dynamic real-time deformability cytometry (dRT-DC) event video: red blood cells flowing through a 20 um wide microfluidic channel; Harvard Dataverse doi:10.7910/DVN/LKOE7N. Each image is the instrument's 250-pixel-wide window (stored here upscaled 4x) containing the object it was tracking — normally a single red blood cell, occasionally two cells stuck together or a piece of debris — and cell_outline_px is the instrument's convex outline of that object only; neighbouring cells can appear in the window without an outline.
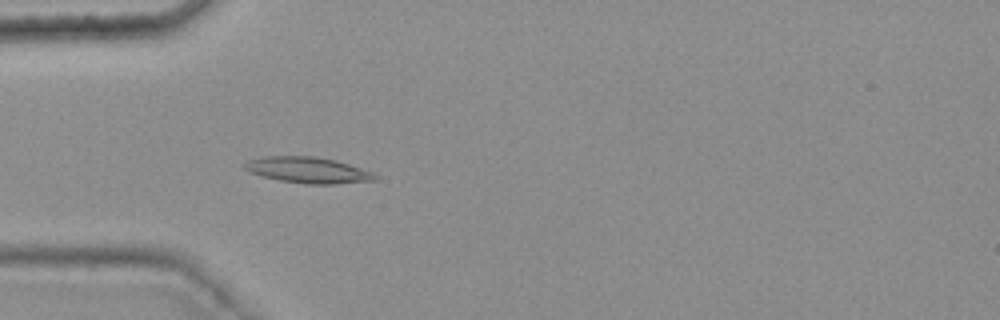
{"species": "common noctule bat (a hibernating species)", "species_latin": "Nyctalus noctula", "temperature_condition": "warm", "stored_images_in_passage": 46, "camera_frame_rate_fps": 3000, "um_per_image_px": 0.085, "animal": {"sex": "female", "body_mass_g": 25.1}, "frame": {"image": 1, "passage_image": 16, "time_ms": 5.0, "image_size_px": [1000, 320], "cell_outline_px": [[380, 176], [376, 180], [336, 184], [308, 184], [280, 180], [248, 172], [244, 168], [244, 164], [248, 160], [264, 156], [316, 156], [336, 160], [372, 172]], "centroid_in_image_um": [26.19, 14.45], "position_along_channel_um": 58.8, "area_um2": 19.77}}
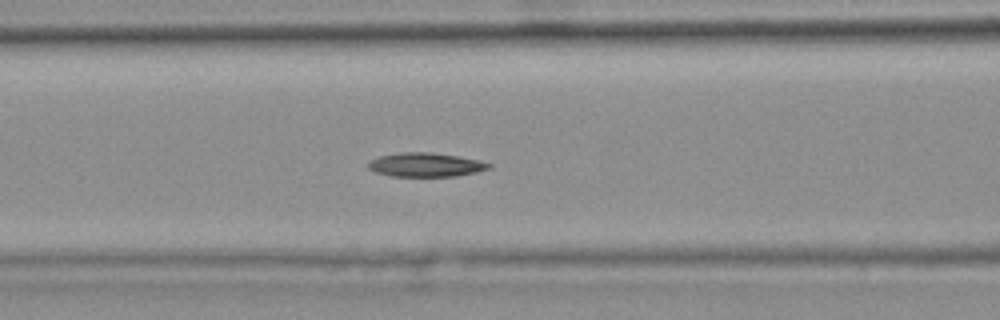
{"frame": {"image": 2, "passage_image": 22, "time_ms": 7.0, "image_size_px": [1000, 320], "cell_outline_px": [[492, 168], [476, 172], [456, 176], [392, 176], [376, 172], [368, 168], [368, 164], [372, 160], [380, 156], [400, 152], [432, 152], [480, 160], [492, 164]], "centroid_in_image_um": [36.22, 14.0], "position_along_channel_um": 130.4, "area_um2": 16.76}}
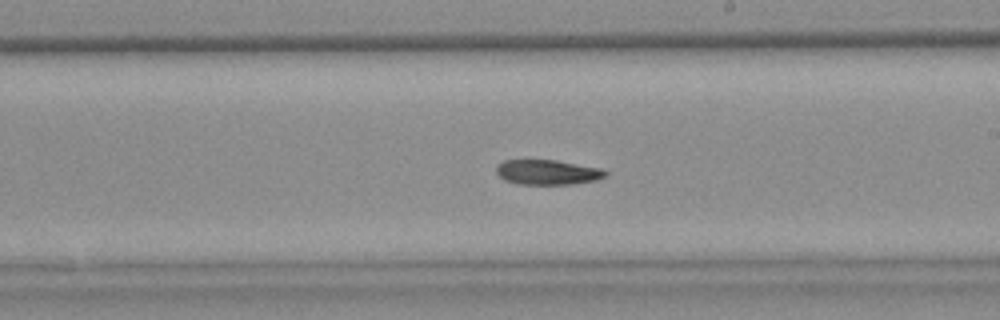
{"frame": {"image": 3, "passage_image": 31, "time_ms": 10.0, "image_size_px": [1000, 320], "cell_outline_px": [[608, 176], [596, 180], [572, 184], [516, 184], [504, 180], [496, 172], [496, 164], [504, 160], [556, 160], [600, 168], [608, 172]], "centroid_in_image_um": [46.53, 14.64], "position_along_channel_um": 242.5, "area_um2": 15.95}, "authors_computed_cell_mechanics": {"area_um2": 17.051, "velocity_mm_per_s": 3.7481, "shape_relaxation_time_tau1_ms": 10.309, "shape_relaxation_time_tau2_ms": null, "deformation_change_tau1": 0.1887, "deformation_change_tau2": null}}